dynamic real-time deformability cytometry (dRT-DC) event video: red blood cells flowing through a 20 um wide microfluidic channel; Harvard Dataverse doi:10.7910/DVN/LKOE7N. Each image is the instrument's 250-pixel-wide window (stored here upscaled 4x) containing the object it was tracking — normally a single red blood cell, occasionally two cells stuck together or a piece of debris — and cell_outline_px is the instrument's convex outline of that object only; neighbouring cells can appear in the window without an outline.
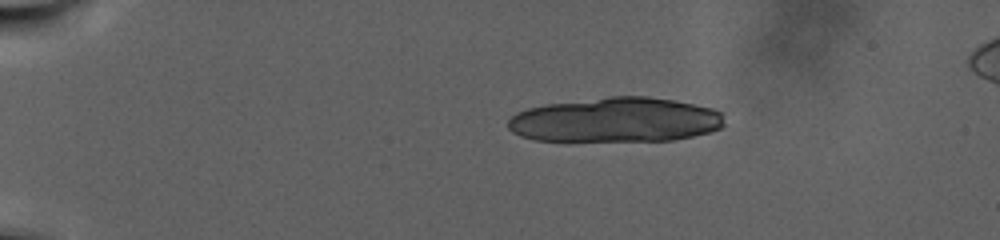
{"species": "human", "species_latin": "Homo sapiens", "temperature_condition": "warm", "stored_images_in_passage": 19, "camera_frame_rate_fps": 3000, "um_per_image_px": 0.085, "donor": {"sex": "male"}, "frame": {"image": 1, "passage_image": 1, "time_ms": 0.0, "image_size_px": [1000, 240], "cell_outline_px": [[724, 124], [720, 128], [712, 132], [672, 140], [568, 144], [536, 140], [520, 136], [512, 132], [508, 128], [508, 120], [516, 112], [528, 108], [548, 104], [608, 96], [648, 96], [672, 100], [712, 108], [724, 112]], "centroid_in_image_um": [52.29, 10.25], "position_along_channel_um": 32.7, "area_um2": 58.2}}